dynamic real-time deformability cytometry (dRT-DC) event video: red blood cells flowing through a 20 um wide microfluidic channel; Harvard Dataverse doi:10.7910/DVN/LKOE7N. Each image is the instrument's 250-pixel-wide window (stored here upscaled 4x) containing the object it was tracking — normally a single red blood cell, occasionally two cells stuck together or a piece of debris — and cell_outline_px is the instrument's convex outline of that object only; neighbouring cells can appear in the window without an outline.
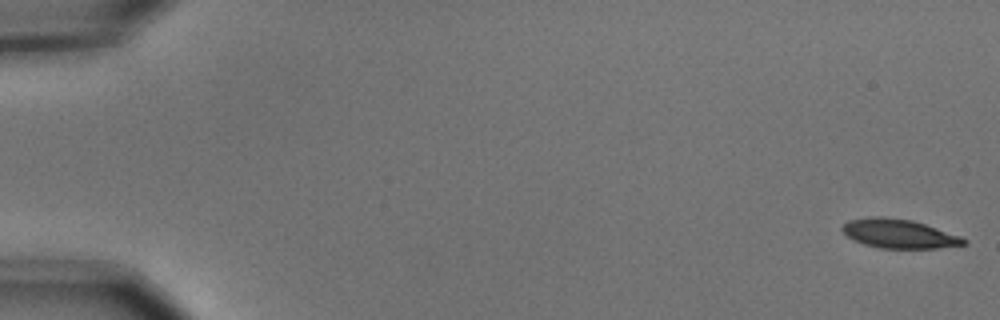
{"species": "common noctule bat (a hibernating species)", "species_latin": "Nyctalus noctula", "temperature_condition": "cold", "stored_images_in_passage": 14, "camera_frame_rate_fps": 3000, "um_per_image_px": 0.085, "animal": {"sex": "male", "body_mass_g": 15.6}, "frame": {"image": 1, "passage_image": 1, "time_ms": 0.0, "image_size_px": [1000, 320], "cell_outline_px": [[968, 244], [936, 248], [880, 248], [864, 244], [848, 236], [840, 228], [848, 220], [868, 216], [884, 216], [912, 220], [960, 236], [968, 240]], "centroid_in_image_um": [76.41, 19.85], "position_along_channel_um": 8.6, "area_um2": 20.46}}
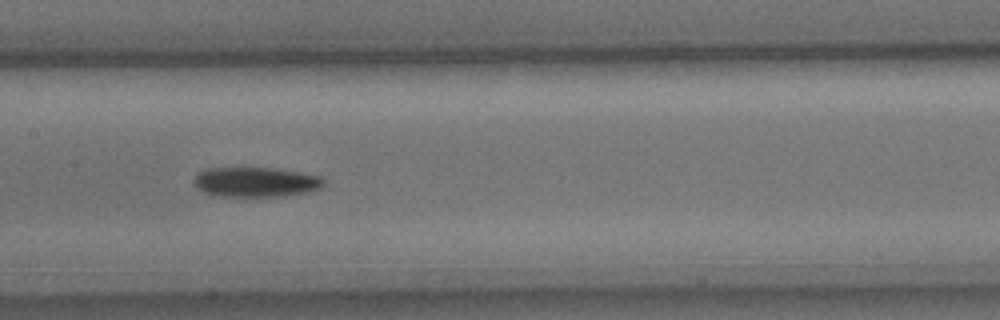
{"frame": {"image": 2, "passage_image": 8, "time_ms": 2.333, "image_size_px": [1000, 320], "cell_outline_px": [[324, 184], [320, 188], [308, 192], [288, 196], [220, 196], [204, 192], [196, 188], [192, 180], [200, 172], [208, 168], [272, 168], [320, 176], [324, 180]], "centroid_in_image_um": [21.73, 15.48], "position_along_channel_um": 185.7, "area_um2": 22.43}}
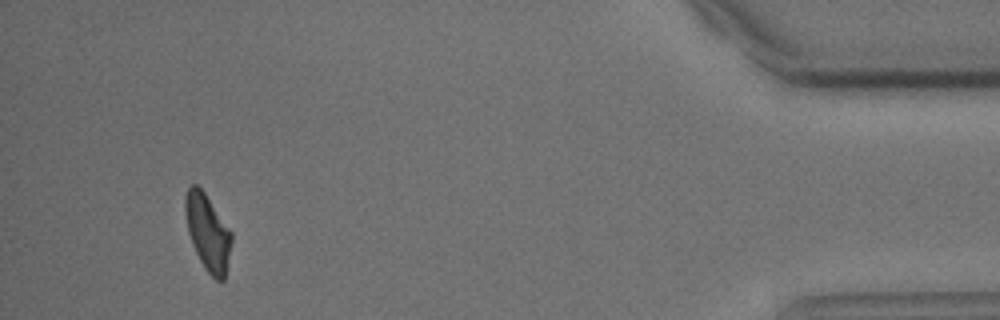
{"frame": {"image": 3, "passage_image": 14, "time_ms": 4.333, "image_size_px": [1000, 320], "cell_outline_px": [[232, 244], [224, 280], [216, 280], [204, 268], [192, 244], [188, 232], [184, 212], [184, 196], [188, 188], [192, 184], [196, 184], [204, 192], [232, 232]], "centroid_in_image_um": [17.65, 19.74], "position_along_channel_um": 417.6, "area_um2": 20.58}}